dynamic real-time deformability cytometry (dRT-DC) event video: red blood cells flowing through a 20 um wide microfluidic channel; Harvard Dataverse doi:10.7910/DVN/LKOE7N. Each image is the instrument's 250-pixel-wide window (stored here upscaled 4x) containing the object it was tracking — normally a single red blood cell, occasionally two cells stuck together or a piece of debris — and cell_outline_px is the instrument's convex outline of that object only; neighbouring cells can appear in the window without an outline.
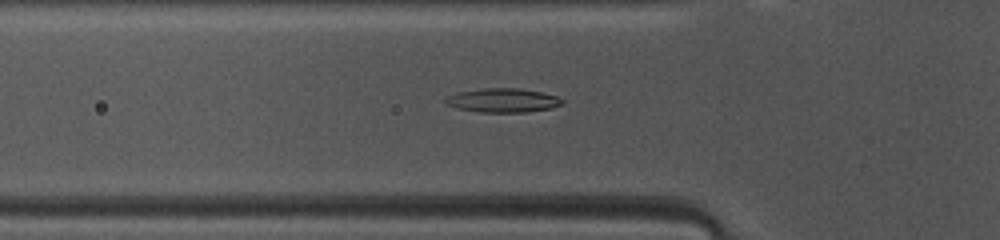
{"species": "common noctule bat (a hibernating species)", "species_latin": "Nyctalus noctula", "temperature_condition": "warm", "stored_images_in_passage": 44, "camera_frame_rate_fps": 3000, "um_per_image_px": 0.085, "animal": {"sex": "female", "body_mass_g": 10.0, "forearm_length_mm": 53.1}, "frame": {"image": 1, "passage_image": 14, "time_ms": 4.333, "image_size_px": [1000, 240], "cell_outline_px": [[564, 104], [552, 108], [524, 112], [480, 112], [456, 108], [448, 104], [444, 100], [448, 96], [456, 92], [484, 88], [520, 88], [540, 92], [556, 96], [564, 100]], "centroid_in_image_um": [42.75, 8.53], "position_along_channel_um": 83.0, "area_um2": 16.3}}
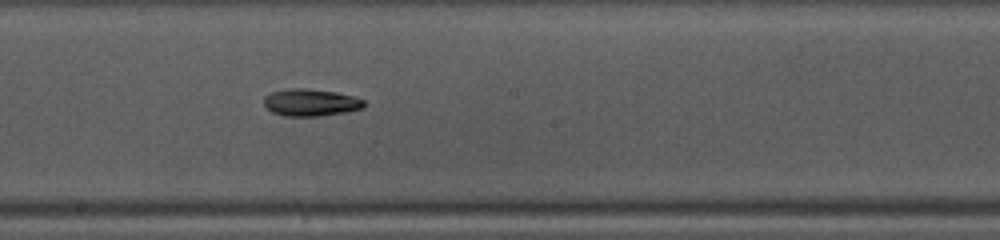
{"frame": {"image": 2, "passage_image": 24, "time_ms": 7.667, "image_size_px": [1000, 240], "cell_outline_px": [[364, 108], [348, 112], [320, 116], [284, 116], [272, 112], [264, 104], [264, 96], [272, 92], [288, 88], [300, 88], [336, 92], [352, 96], [364, 100]], "centroid_in_image_um": [26.41, 8.72], "position_along_channel_um": 221.8, "area_um2": 15.84}}
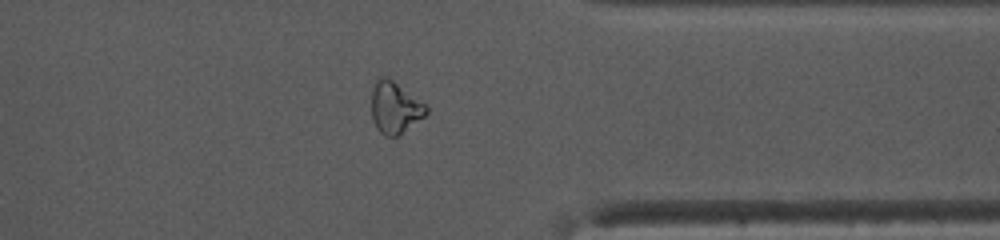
{"frame": {"image": 3, "passage_image": 36, "time_ms": 11.667, "image_size_px": [1000, 240], "cell_outline_px": [[428, 112], [424, 116], [396, 136], [384, 136], [376, 128], [372, 116], [372, 88], [376, 80], [380, 76], [388, 76], [428, 104]], "centroid_in_image_um": [33.58, 9.09], "position_along_channel_um": 377.8, "area_um2": 16.65}, "authors_computed_cell_mechanics": {"area_um2": 16.1262, "velocity_mm_per_s": 4.1281, "shape_relaxation_time_tau1_ms": 4.6594, "shape_relaxation_time_tau2_ms": null, "deformation_change_tau1": 0.1369, "deformation_change_tau2": null}}